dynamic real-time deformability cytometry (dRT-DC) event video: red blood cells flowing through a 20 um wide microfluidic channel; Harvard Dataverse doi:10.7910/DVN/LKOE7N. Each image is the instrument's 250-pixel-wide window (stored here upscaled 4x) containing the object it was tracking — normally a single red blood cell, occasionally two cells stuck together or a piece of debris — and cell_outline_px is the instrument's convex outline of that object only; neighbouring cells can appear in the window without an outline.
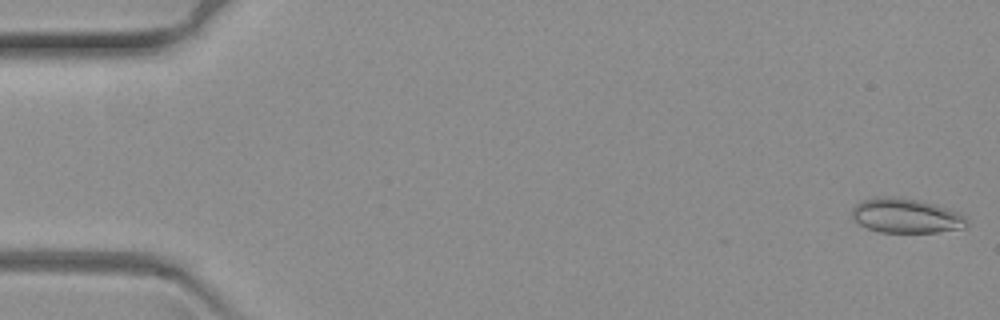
{"species": "common noctule bat (a hibernating species)", "species_latin": "Nyctalus noctula", "temperature_condition": "warm", "stored_images_in_passage": 5, "camera_frame_rate_fps": 3000, "um_per_image_px": 0.085, "animal": {"sex": "female", "body_mass_g": 19.3, "forearm_length_mm": 54.1}, "frame": {"image": 1, "passage_image": 1, "time_ms": 0.0, "image_size_px": [1000, 320], "cell_outline_px": [[968, 224], [964, 228], [936, 232], [880, 232], [868, 228], [852, 220], [852, 208], [860, 200], [876, 196], [884, 196], [920, 200], [936, 204], [960, 212], [964, 216]], "centroid_in_image_um": [76.99, 18.33], "position_along_channel_um": 8.0, "area_um2": 23.29}}